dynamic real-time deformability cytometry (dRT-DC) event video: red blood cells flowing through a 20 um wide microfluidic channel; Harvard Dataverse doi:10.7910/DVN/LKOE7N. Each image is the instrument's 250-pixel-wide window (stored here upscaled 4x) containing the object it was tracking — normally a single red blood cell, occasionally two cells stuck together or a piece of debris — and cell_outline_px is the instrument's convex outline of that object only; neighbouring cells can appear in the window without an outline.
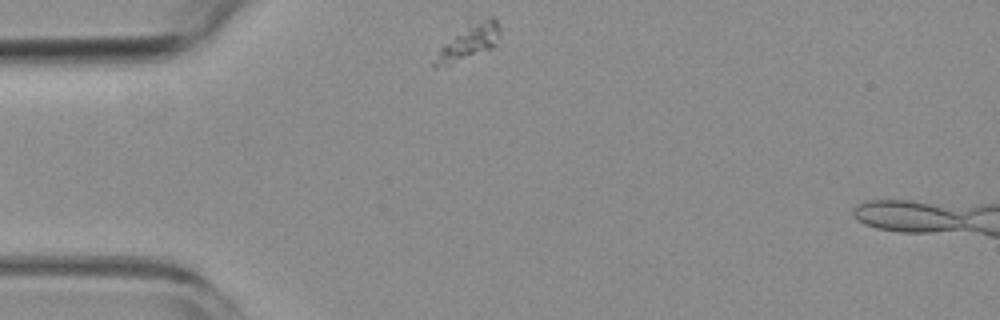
{"species": "common noctule bat (a hibernating species)", "species_latin": "Nyctalus noctula", "temperature_condition": "room temperature", "stored_images_in_passage": 39, "segment_of_instrument_passage": [1, 2], "camera_frame_rate_fps": 3000, "um_per_image_px": 0.085, "animal": {"sex": "female", "body_mass_g": 19.3, "forearm_length_mm": 54.1}, "frame": {"image": 1, "passage_image": 1, "time_ms": 0.0, "image_size_px": [1000, 320], "cell_outline_px": [[500, 32], [492, 48], [452, 64], [436, 68], [432, 68], [432, 64], [440, 48], [468, 20], [488, 16], [492, 16], [500, 24]], "centroid_in_image_um": [39.83, 3.51], "position_along_channel_um": 45.2, "area_um2": 13.76}}
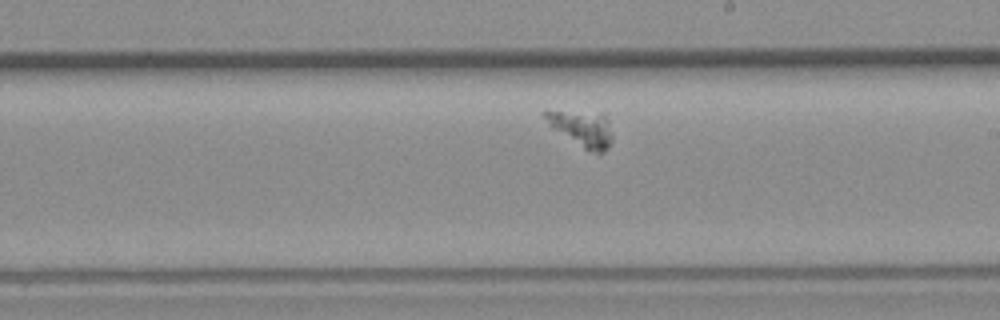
{"frame": {"image": 2, "passage_image": 19, "time_ms": 6.0, "image_size_px": [1000, 320], "cell_outline_px": [[612, 140], [608, 148], [604, 152], [596, 152], [584, 148], [552, 128], [548, 124], [540, 112], [544, 108], [604, 112], [612, 136]], "centroid_in_image_um": [49.39, 10.82], "position_along_channel_um": 239.6, "area_um2": 14.62}}
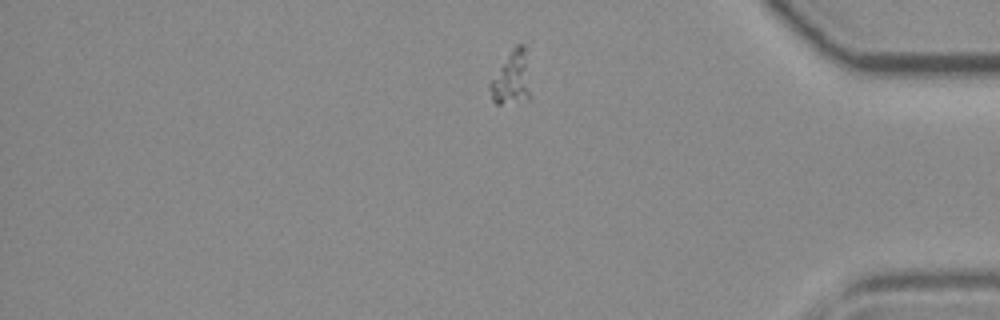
{"frame": {"image": 3, "passage_image": 34, "time_ms": 11.0, "image_size_px": [1000, 320], "cell_outline_px": [[532, 96], [528, 100], [500, 104], [496, 104], [492, 100], [488, 84], [512, 48], [516, 44], [532, 40]], "centroid_in_image_um": [43.68, 6.48], "position_along_channel_um": 391.5, "area_um2": 14.45}}